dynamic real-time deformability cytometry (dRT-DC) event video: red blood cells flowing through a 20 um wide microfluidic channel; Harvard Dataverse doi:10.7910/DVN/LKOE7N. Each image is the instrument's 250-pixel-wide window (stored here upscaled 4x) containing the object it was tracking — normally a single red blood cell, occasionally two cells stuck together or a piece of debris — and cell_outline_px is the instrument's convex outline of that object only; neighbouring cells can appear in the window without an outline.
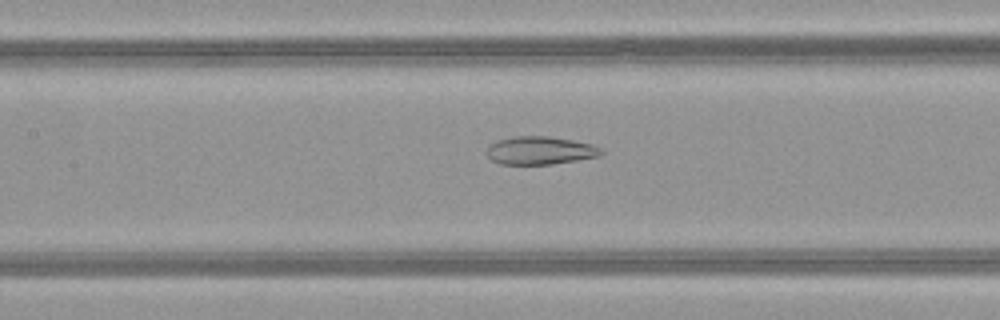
{"species": "common noctule bat (a hibernating species)", "species_latin": "Nyctalus noctula", "temperature_condition": "warm", "stored_images_in_passage": 49, "camera_frame_rate_fps": 3000, "um_per_image_px": 0.085, "animal": {"sex": "female", "body_mass_g": 21.9}, "frame": {"image": 1, "passage_image": 22, "time_ms": 7.0, "image_size_px": [1000, 320], "cell_outline_px": [[604, 152], [600, 156], [552, 164], [500, 164], [492, 160], [484, 152], [496, 140], [512, 136], [548, 136], [572, 140], [592, 144], [600, 148]], "centroid_in_image_um": [45.89, 12.79], "position_along_channel_um": 161.5, "area_um2": 18.73}}
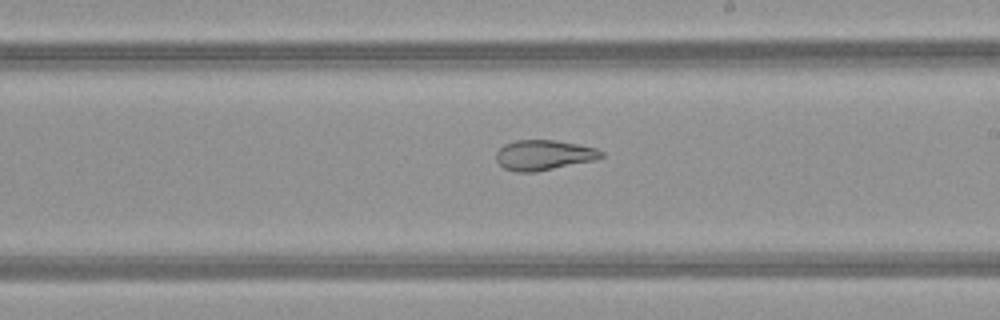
{"frame": {"image": 2, "passage_image": 28, "time_ms": 9.0, "image_size_px": [1000, 320], "cell_outline_px": [[604, 156], [596, 160], [536, 172], [516, 172], [504, 168], [496, 160], [496, 152], [504, 144], [516, 140], [556, 140], [596, 148], [604, 152]], "centroid_in_image_um": [46.23, 13.18], "position_along_channel_um": 242.8, "area_um2": 18.55}}
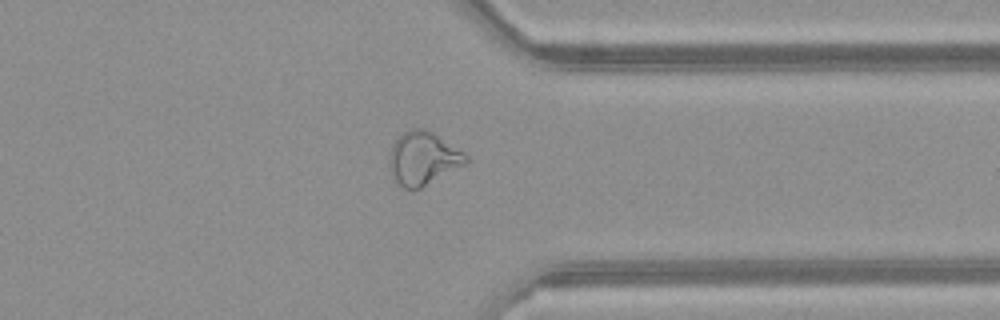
{"frame": {"image": 3, "passage_image": 38, "time_ms": 12.333, "image_size_px": [1000, 320], "cell_outline_px": [[468, 160], [464, 164], [420, 188], [404, 188], [392, 176], [388, 160], [392, 144], [396, 136], [412, 128], [424, 128], [432, 132], [464, 152], [468, 156]], "centroid_in_image_um": [35.92, 13.42], "position_along_channel_um": 375.5, "area_um2": 23.41}, "authors_computed_cell_mechanics": {"area_um2": 25.0274, "velocity_mm_per_s": 4.0794, "shape_relaxation_time_tau1_ms": null, "shape_relaxation_time_tau2_ms": 1.5895, "deformation_change_tau1": null, "deformation_change_tau2": 0.0954}}